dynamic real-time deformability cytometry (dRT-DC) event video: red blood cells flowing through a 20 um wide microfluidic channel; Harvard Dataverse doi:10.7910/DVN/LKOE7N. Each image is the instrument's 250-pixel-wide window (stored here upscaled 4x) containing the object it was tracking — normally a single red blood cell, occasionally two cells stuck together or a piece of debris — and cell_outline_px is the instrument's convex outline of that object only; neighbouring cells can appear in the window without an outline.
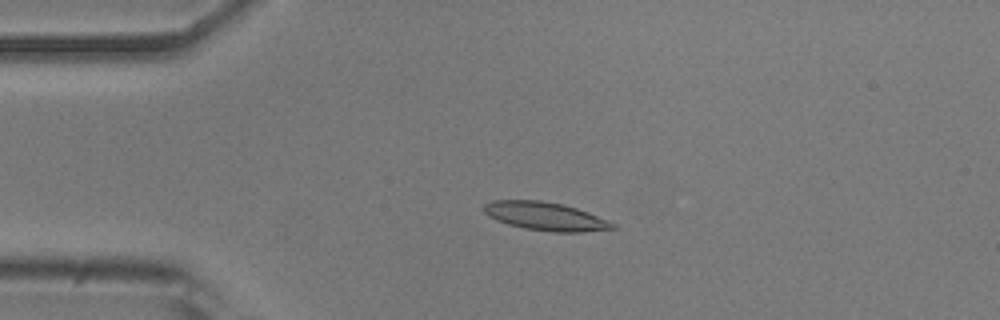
{"species": "common noctule bat (a hibernating species)", "species_latin": "Nyctalus noctula", "temperature_condition": "room temperature", "stored_images_in_passage": 51, "camera_frame_rate_fps": 3000, "um_per_image_px": 0.085, "animal": {"sex": "male", "body_mass_g": 20.5, "forearm_length_mm": 52.5}, "frame": {"image": 1, "passage_image": 11, "time_ms": 3.333, "image_size_px": [1000, 320], "cell_outline_px": [[616, 228], [580, 232], [556, 232], [524, 228], [508, 224], [496, 220], [488, 216], [484, 212], [484, 204], [492, 200], [540, 200], [560, 204], [576, 208], [588, 212], [608, 220], [616, 224]], "centroid_in_image_um": [46.34, 18.38], "position_along_channel_um": 38.7, "area_um2": 21.1}}
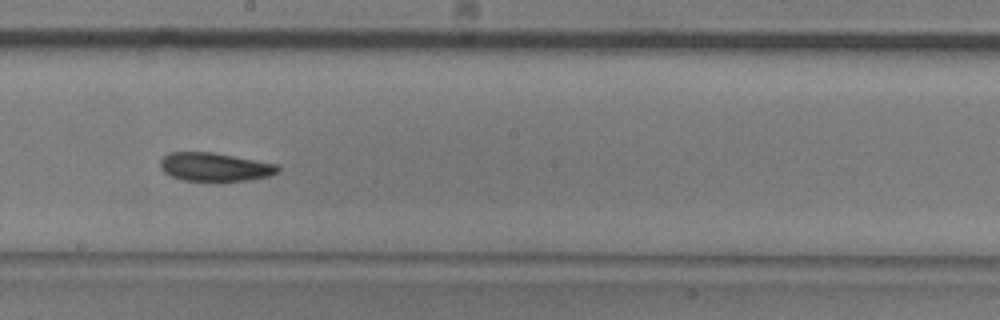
{"frame": {"image": 2, "passage_image": 28, "time_ms": 9.0, "image_size_px": [1000, 320], "cell_outline_px": [[280, 172], [268, 176], [220, 184], [184, 180], [172, 176], [164, 172], [160, 168], [160, 160], [168, 152], [212, 152], [276, 164], [280, 168]], "centroid_in_image_um": [18.24, 14.23], "position_along_channel_um": 230.0, "area_um2": 20.06}}
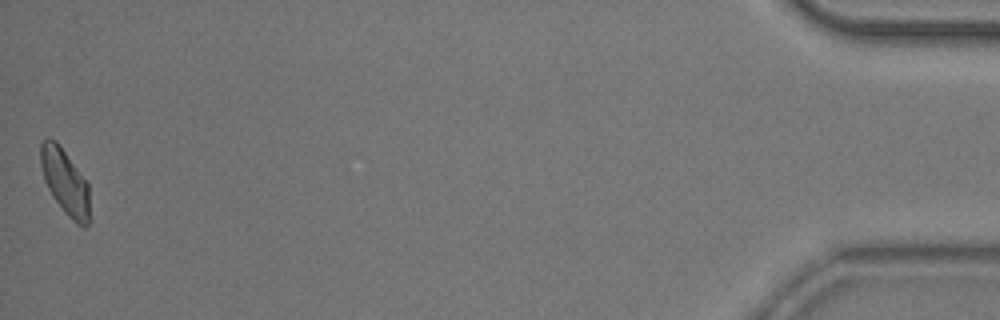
{"frame": {"image": 3, "passage_image": 51, "time_ms": 16.667, "image_size_px": [1000, 320], "cell_outline_px": [[88, 224], [84, 228], [76, 224], [64, 212], [52, 196], [44, 180], [40, 164], [40, 144], [48, 136], [56, 140], [88, 184]], "centroid_in_image_um": [5.49, 15.44], "position_along_channel_um": 429.7, "area_um2": 18.5}, "authors_computed_cell_mechanics": {"area_um2": 20.0566, "velocity_mm_per_s": 3.8688, "shape_relaxation_time_tau1_ms": 4.443, "shape_relaxation_time_tau2_ms": 4.3485, "deformation_change_tau1": 0.1327, "deformation_change_tau2": 0.0997}}